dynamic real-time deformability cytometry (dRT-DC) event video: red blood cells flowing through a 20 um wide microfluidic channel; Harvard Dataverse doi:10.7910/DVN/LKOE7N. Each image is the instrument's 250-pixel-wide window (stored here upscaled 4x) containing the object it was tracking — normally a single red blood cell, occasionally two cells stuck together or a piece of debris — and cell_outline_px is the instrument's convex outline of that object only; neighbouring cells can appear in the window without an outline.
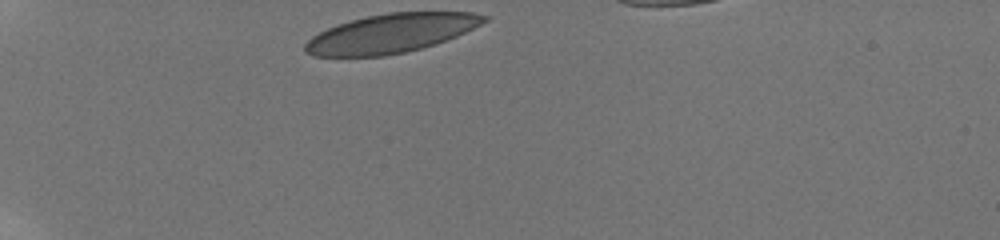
{"species": "human", "species_latin": "Homo sapiens", "temperature_condition": "room temperature", "stored_images_in_passage": 34, "camera_frame_rate_fps": 3000, "um_per_image_px": 0.085, "donor": {"sex": "male"}, "frame": {"image": 1, "passage_image": 1, "time_ms": 0.0, "image_size_px": [1000, 240], "cell_outline_px": [[488, 20], [456, 36], [436, 44], [404, 52], [384, 56], [312, 56], [304, 52], [304, 44], [312, 36], [336, 24], [368, 16], [388, 12], [472, 12], [488, 16]], "centroid_in_image_um": [33.21, 2.83], "position_along_channel_um": 51.8, "area_um2": 40.34}}
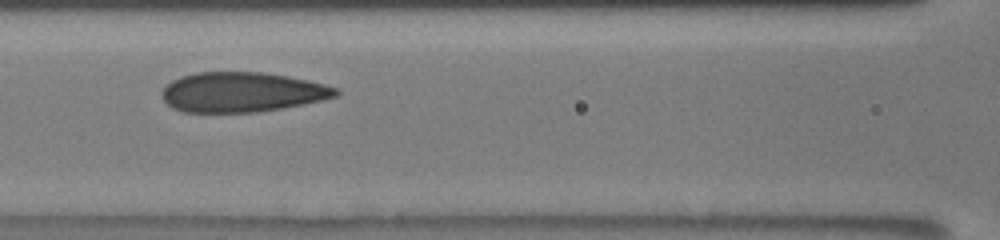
{"frame": {"image": 2, "passage_image": 12, "time_ms": 3.667, "image_size_px": [1000, 240], "cell_outline_px": [[340, 92], [336, 96], [304, 104], [284, 108], [256, 112], [184, 112], [172, 108], [160, 96], [160, 92], [172, 80], [180, 76], [196, 72], [264, 72], [288, 76], [308, 80], [324, 84], [336, 88]], "centroid_in_image_um": [20.54, 7.83], "position_along_channel_um": 146.1, "area_um2": 40.52}}
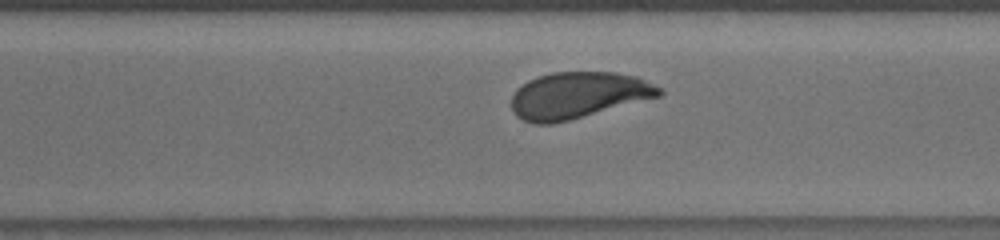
{"frame": {"image": 3, "passage_image": 26, "time_ms": 8.333, "image_size_px": [1000, 240], "cell_outline_px": [[664, 92], [660, 96], [568, 120], [552, 124], [532, 124], [516, 116], [512, 112], [512, 96], [516, 88], [528, 80], [552, 72], [616, 72], [636, 76], [664, 88]], "centroid_in_image_um": [49.13, 8.09], "position_along_channel_um": 321.5, "area_um2": 40.0}, "authors_computed_cell_mechanics": {"area_um2": 40.6912, "velocity_mm_per_s": 3.7737, "shape_relaxation_time_tau1_ms": 3.6536, "shape_relaxation_time_tau2_ms": 0.7299, "deformation_change_tau1": 0.1409, "deformation_change_tau2": 0.061}}